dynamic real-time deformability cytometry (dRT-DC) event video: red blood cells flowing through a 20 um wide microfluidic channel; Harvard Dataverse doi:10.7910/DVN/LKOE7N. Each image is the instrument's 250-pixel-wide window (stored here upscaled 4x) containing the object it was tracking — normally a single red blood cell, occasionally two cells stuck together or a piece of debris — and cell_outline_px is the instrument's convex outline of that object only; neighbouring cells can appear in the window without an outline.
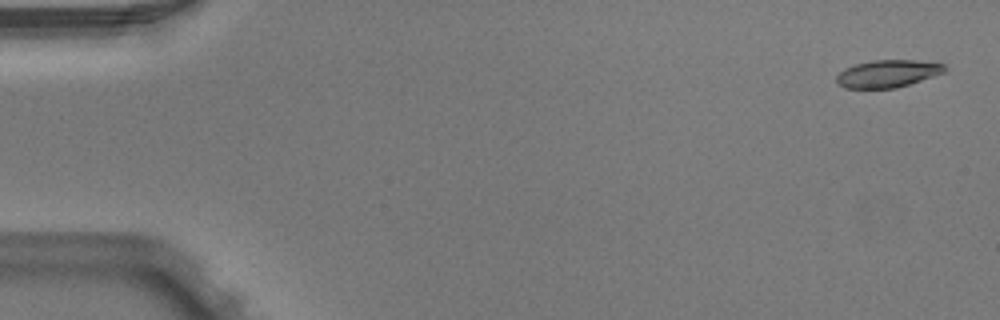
{"species": "Egyptian fruit bat (a non-hibernating species)", "species_latin": "Rousettus aegyptiacus", "temperature_condition": "warm", "stored_images_in_passage": 6, "segment_of_instrument_passage": [1, 2], "camera_frame_rate_fps": 3000, "um_per_image_px": 0.085, "animal": {"sex": "male"}, "frame": {"image": 1, "passage_image": 1, "time_ms": 0.0, "image_size_px": [1000, 320], "cell_outline_px": [[948, 68], [944, 72], [896, 88], [844, 88], [836, 80], [836, 76], [844, 68], [856, 64], [872, 60], [916, 60], [944, 64]], "centroid_in_image_um": [75.44, 6.25], "position_along_channel_um": 9.6, "area_um2": 17.11}}
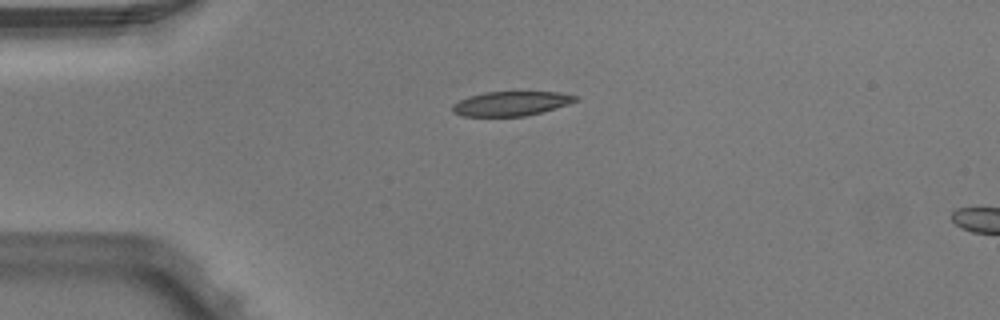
{"frame": {"image": 2, "passage_image": 4, "time_ms": 1.0, "image_size_px": [1000, 320], "cell_outline_px": [[580, 100], [568, 104], [540, 112], [524, 116], [464, 116], [452, 112], [452, 104], [468, 96], [484, 92], [560, 92], [580, 96]], "centroid_in_image_um": [43.45, 8.79], "position_along_channel_um": 41.5, "area_um2": 17.51}}